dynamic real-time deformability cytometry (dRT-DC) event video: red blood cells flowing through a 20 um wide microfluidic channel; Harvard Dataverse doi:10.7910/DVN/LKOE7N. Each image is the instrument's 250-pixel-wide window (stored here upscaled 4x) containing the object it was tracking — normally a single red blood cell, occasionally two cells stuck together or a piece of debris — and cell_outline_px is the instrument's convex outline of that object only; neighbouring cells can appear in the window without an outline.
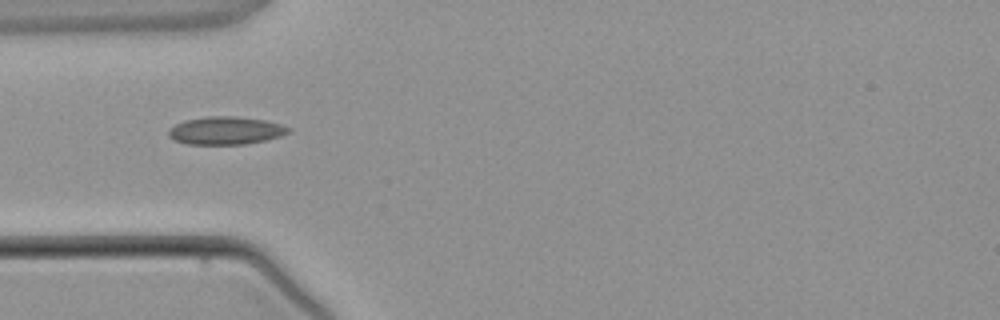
{"species": "common noctule bat (a hibernating species)", "species_latin": "Nyctalus noctula", "temperature_condition": "warm", "stored_images_in_passage": 4, "camera_frame_rate_fps": 3000, "um_per_image_px": 0.085, "animal": {"sex": "male", "body_mass_g": 21.5, "forearm_length_mm": 52.0}, "frame": {"image": 1, "passage_image": 4, "time_ms": 3.667, "image_size_px": [1000, 320], "cell_outline_px": [[292, 132], [280, 136], [264, 140], [244, 144], [188, 144], [172, 140], [168, 136], [168, 132], [176, 124], [184, 120], [208, 116], [236, 116], [264, 120], [280, 124], [292, 128]], "centroid_in_image_um": [19.2, 11.09], "position_along_channel_um": 65.8, "area_um2": 19.48}}